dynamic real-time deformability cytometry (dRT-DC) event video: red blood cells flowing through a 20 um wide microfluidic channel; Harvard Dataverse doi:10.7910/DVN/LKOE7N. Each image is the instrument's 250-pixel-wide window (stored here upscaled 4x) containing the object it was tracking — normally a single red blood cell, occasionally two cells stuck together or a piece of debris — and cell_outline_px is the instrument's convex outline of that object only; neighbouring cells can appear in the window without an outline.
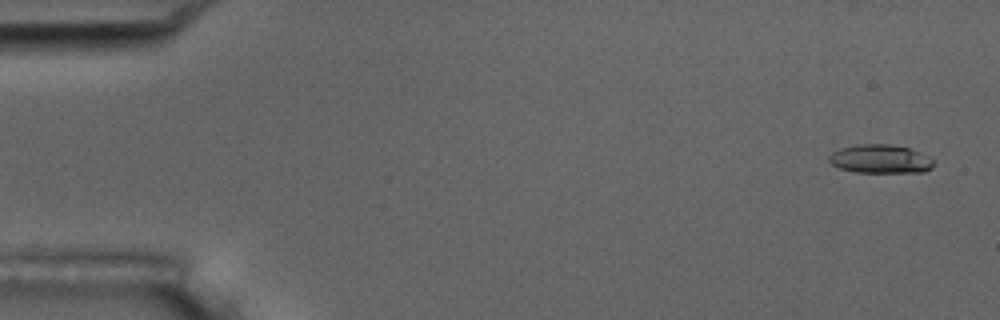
{"species": "common noctule bat (a hibernating species)", "species_latin": "Nyctalus noctula", "temperature_condition": "room temperature", "stored_images_in_passage": 7, "camera_frame_rate_fps": 3000, "um_per_image_px": 0.085, "animal": {"sex": "male", "body_mass_g": 17.5, "forearm_length_mm": 52.3}, "frame": {"image": 1, "passage_image": 1, "time_ms": 0.0, "image_size_px": [1000, 320], "cell_outline_px": [[936, 160], [932, 168], [924, 172], [856, 172], [840, 168], [832, 164], [828, 160], [828, 156], [832, 152], [840, 148], [856, 144], [888, 144], [908, 148], [920, 152]], "centroid_in_image_um": [74.84, 13.51], "position_along_channel_um": 10.2, "area_um2": 17.57}}
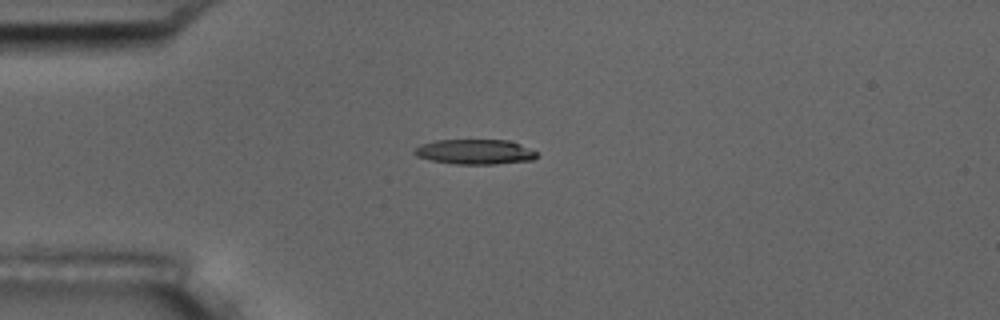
{"frame": {"image": 2, "passage_image": 4, "time_ms": 4.0, "image_size_px": [1000, 320], "cell_outline_px": [[536, 156], [532, 160], [496, 164], [456, 164], [432, 160], [416, 156], [412, 152], [420, 144], [436, 140], [508, 140], [520, 144], [536, 152]], "centroid_in_image_um": [40.34, 12.9], "position_along_channel_um": 44.7, "area_um2": 17.69}}